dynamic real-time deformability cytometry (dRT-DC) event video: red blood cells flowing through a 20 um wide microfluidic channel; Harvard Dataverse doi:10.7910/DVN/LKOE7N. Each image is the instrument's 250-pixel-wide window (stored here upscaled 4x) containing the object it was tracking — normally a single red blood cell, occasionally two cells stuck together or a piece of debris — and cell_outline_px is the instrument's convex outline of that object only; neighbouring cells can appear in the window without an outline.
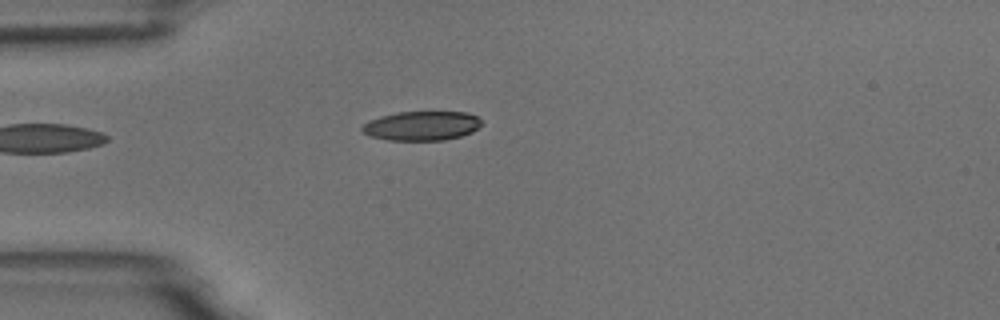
{"species": "common noctule bat (a hibernating species)", "species_latin": "Nyctalus noctula", "temperature_condition": "room temperature", "stored_images_in_passage": 3, "camera_frame_rate_fps": 3000, "um_per_image_px": 0.085, "animal": {"sex": "male", "body_mass_g": 18.8}, "frame": {"image": 1, "passage_image": 3, "time_ms": 2.333, "image_size_px": [1000, 320], "cell_outline_px": [[480, 124], [472, 132], [460, 136], [444, 140], [388, 140], [372, 136], [364, 132], [360, 128], [368, 120], [380, 116], [396, 112], [468, 112], [476, 116], [480, 120]], "centroid_in_image_um": [35.82, 10.69], "position_along_channel_um": 49.2, "area_um2": 20.23}}